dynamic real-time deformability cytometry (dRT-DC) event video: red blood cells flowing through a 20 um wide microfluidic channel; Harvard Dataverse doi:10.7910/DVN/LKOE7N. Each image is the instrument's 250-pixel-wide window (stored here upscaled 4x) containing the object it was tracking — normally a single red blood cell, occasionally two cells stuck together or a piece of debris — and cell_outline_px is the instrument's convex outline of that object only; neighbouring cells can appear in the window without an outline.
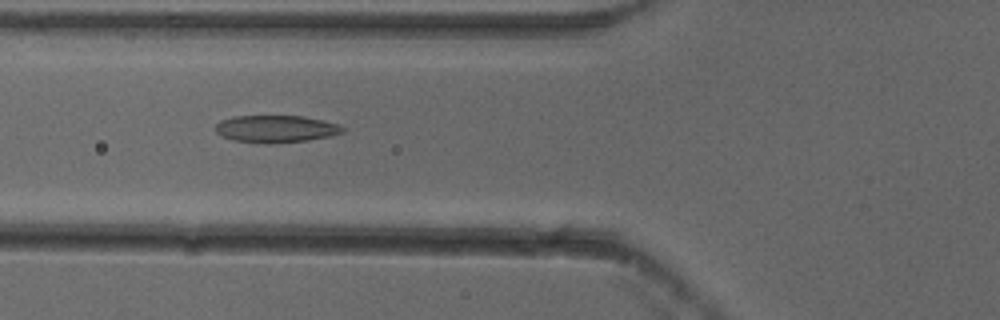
{"species": "common noctule bat (a hibernating species)", "species_latin": "Nyctalus noctula", "temperature_condition": "cold", "stored_images_in_passage": 32, "camera_frame_rate_fps": 3000, "um_per_image_px": 0.085, "animal": {"sex": "female"}, "frame": {"image": 1, "passage_image": 4, "time_ms": 1.0, "image_size_px": [1000, 320], "cell_outline_px": [[344, 132], [332, 136], [308, 140], [268, 144], [264, 144], [232, 140], [216, 132], [216, 124], [220, 120], [236, 116], [304, 116], [324, 120], [340, 124], [344, 128]], "centroid_in_image_um": [23.49, 10.96], "position_along_channel_um": 102.3, "area_um2": 20.35}}
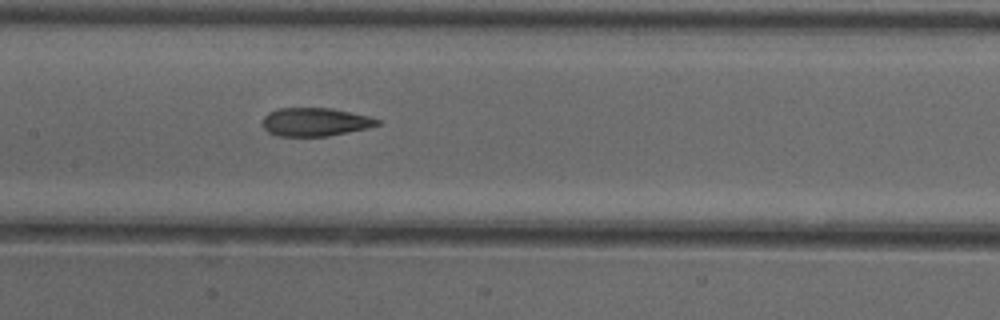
{"frame": {"image": 2, "passage_image": 10, "time_ms": 3.0, "image_size_px": [1000, 320], "cell_outline_px": [[380, 124], [368, 128], [328, 136], [280, 136], [268, 132], [264, 128], [264, 116], [268, 112], [280, 108], [328, 108], [368, 116], [380, 120]], "centroid_in_image_um": [26.78, 10.37], "position_along_channel_um": 180.6, "area_um2": 18.73}}
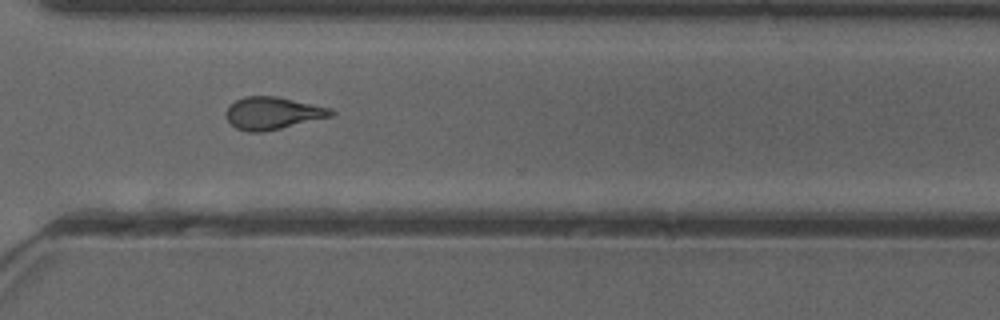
{"frame": {"image": 3, "passage_image": 23, "time_ms": 7.333, "image_size_px": [1000, 320], "cell_outline_px": [[336, 112], [332, 116], [264, 132], [248, 132], [236, 128], [228, 120], [224, 112], [228, 104], [244, 96], [276, 96], [332, 108]], "centroid_in_image_um": [23.15, 9.61], "position_along_channel_um": 347.4, "area_um2": 19.94}, "authors_computed_cell_mechanics": {"area_um2": 19.5653, "velocity_mm_per_s": 3.8554, "shape_relaxation_time_tau1_ms": null, "shape_relaxation_time_tau2_ms": 2.5224, "deformation_change_tau1": null, "deformation_change_tau2": 0.1087}}